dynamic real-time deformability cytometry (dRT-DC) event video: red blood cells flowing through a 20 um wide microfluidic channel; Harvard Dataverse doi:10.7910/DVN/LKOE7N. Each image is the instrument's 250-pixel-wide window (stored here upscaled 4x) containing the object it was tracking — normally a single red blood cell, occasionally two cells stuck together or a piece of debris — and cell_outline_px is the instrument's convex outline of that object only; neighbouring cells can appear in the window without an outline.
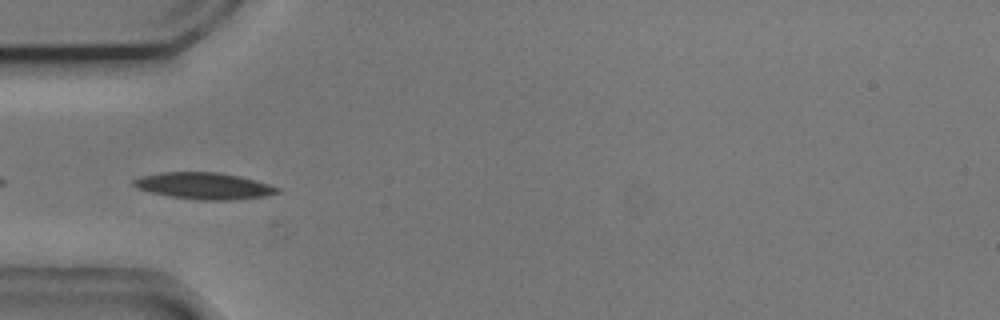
{"species": "common noctule bat (a hibernating species)", "species_latin": "Nyctalus noctula", "temperature_condition": "cold", "stored_images_in_passage": 8, "camera_frame_rate_fps": 3000, "um_per_image_px": 0.085, "animal": {"sex": "male", "body_mass_g": 20.5, "forearm_length_mm": 52.5}, "frame": {"image": 1, "passage_image": 2, "time_ms": 0.333, "image_size_px": [1000, 320], "cell_outline_px": [[280, 192], [268, 196], [232, 200], [204, 200], [172, 196], [152, 192], [136, 188], [132, 184], [132, 180], [140, 176], [160, 172], [216, 172], [240, 176], [256, 180], [280, 188]], "centroid_in_image_um": [17.36, 15.79], "position_along_channel_um": 67.6, "area_um2": 22.25}}